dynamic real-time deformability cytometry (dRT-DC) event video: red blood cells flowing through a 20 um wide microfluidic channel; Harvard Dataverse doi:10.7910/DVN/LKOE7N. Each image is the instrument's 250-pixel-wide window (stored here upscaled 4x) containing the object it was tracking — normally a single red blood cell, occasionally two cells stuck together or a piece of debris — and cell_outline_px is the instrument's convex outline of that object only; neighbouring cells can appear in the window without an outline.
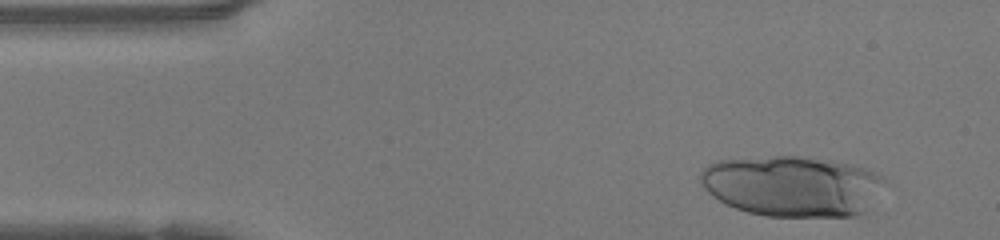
{"species": "human", "species_latin": "Homo sapiens", "temperature_condition": "warm", "stored_images_in_passage": 36, "segment_of_instrument_passage": [1, 2], "camera_frame_rate_fps": 3000, "um_per_image_px": 0.085, "donor": {"sex": "female"}, "frame": {"image": 1, "passage_image": 3, "time_ms": 0.667, "image_size_px": [1000, 240], "cell_outline_px": [[884, 176], [864, 212], [856, 216], [768, 216], [748, 212], [736, 208], [720, 200], [708, 192], [704, 188], [700, 180], [700, 172], [708, 164], [720, 160], [772, 156], [800, 156], [832, 160], [852, 164], [864, 168]], "centroid_in_image_um": [67.28, 15.8], "position_along_channel_um": 17.7, "area_um2": 64.39}}